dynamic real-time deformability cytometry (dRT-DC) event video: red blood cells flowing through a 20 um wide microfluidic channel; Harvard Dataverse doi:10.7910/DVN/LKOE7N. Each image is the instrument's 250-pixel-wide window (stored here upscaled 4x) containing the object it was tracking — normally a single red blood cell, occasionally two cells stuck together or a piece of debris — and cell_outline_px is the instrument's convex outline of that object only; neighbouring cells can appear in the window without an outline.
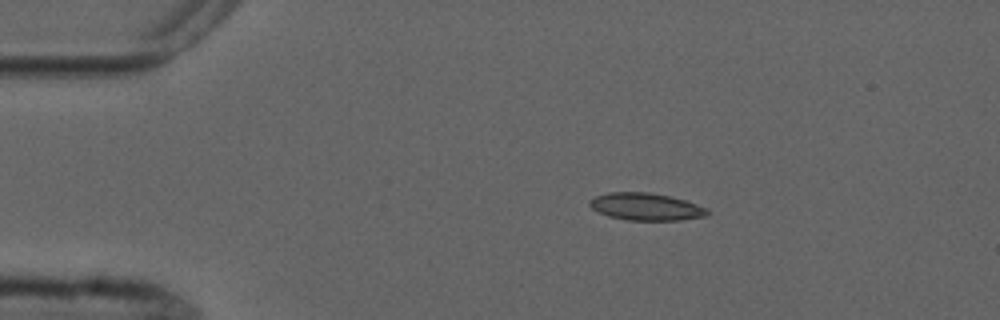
{"species": "common noctule bat (a hibernating species)", "species_latin": "Nyctalus noctula", "temperature_condition": "cold", "stored_images_in_passage": 3, "camera_frame_rate_fps": 3000, "um_per_image_px": 0.085, "animal": {"sex": "male", "forearm_length_mm": 52.5}, "frame": {"image": 1, "passage_image": 2, "time_ms": 1.333, "image_size_px": [1000, 320], "cell_outline_px": [[712, 212], [708, 216], [680, 220], [628, 220], [608, 216], [592, 208], [588, 204], [596, 196], [608, 192], [648, 192], [688, 200], [708, 208]], "centroid_in_image_um": [54.99, 17.57], "position_along_channel_um": 30.0, "area_um2": 18.84}}